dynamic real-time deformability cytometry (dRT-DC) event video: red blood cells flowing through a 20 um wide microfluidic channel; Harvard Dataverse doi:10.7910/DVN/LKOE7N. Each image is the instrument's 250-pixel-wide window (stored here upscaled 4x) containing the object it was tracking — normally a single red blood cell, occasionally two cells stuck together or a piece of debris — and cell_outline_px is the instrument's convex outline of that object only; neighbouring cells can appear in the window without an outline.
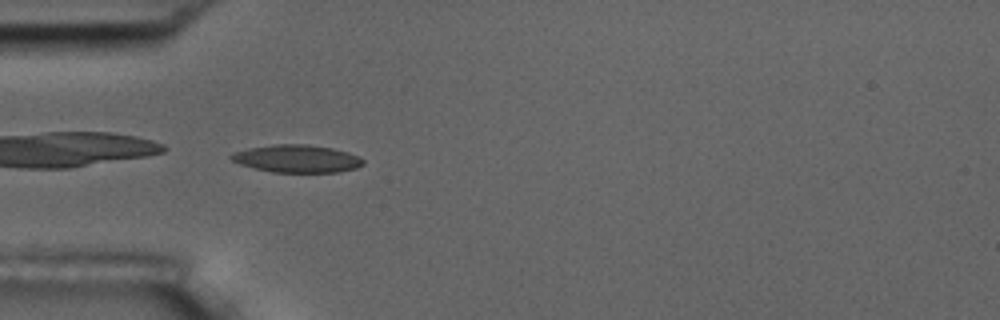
{"species": "common noctule bat (a hibernating species)", "species_latin": "Nyctalus noctula", "temperature_condition": "room temperature", "stored_images_in_passage": 40, "camera_frame_rate_fps": 3000, "um_per_image_px": 0.085, "animal": {"sex": "male", "body_mass_g": 17.5, "forearm_length_mm": 52.3}, "frame": {"image": 1, "passage_image": 1, "time_ms": 0.0, "image_size_px": [1000, 320], "cell_outline_px": [[364, 164], [356, 168], [340, 172], [272, 172], [240, 164], [232, 160], [228, 156], [232, 152], [248, 148], [272, 144], [308, 144], [332, 148], [348, 152], [364, 160]], "centroid_in_image_um": [25.22, 13.48], "position_along_channel_um": 59.8, "area_um2": 21.27}}
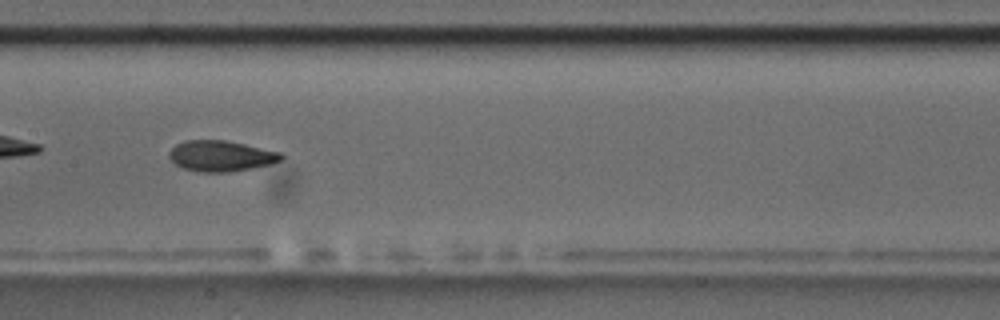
{"frame": {"image": 2, "passage_image": 12, "time_ms": 3.667, "image_size_px": [1000, 320], "cell_outline_px": [[284, 156], [280, 160], [268, 164], [228, 172], [200, 172], [184, 168], [176, 164], [168, 156], [168, 152], [176, 144], [184, 140], [224, 140], [244, 144], [280, 152]], "centroid_in_image_um": [18.73, 13.24], "position_along_channel_um": 188.7, "area_um2": 19.77}}
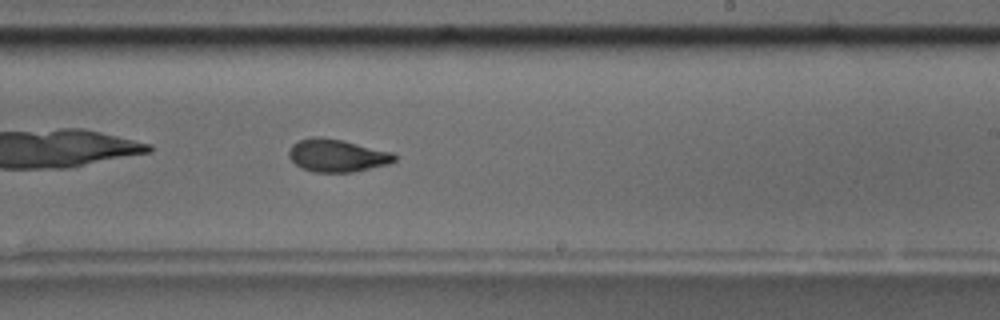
{"frame": {"image": 3, "passage_image": 18, "time_ms": 5.667, "image_size_px": [1000, 320], "cell_outline_px": [[396, 160], [388, 164], [352, 172], [312, 172], [300, 168], [288, 156], [288, 152], [292, 144], [300, 140], [312, 136], [320, 136], [340, 140], [392, 152], [396, 156]], "centroid_in_image_um": [28.61, 13.22], "position_along_channel_um": 260.4, "area_um2": 20.0}, "authors_computed_cell_mechanics": {"area_um2": 20.1144, "velocity_mm_per_s": 3.5991, "shape_relaxation_time_tau1_ms": 3.6285, "shape_relaxation_time_tau2_ms": 2.2479, "deformation_change_tau1": 0.1624, "deformation_change_tau2": 0.0873}}